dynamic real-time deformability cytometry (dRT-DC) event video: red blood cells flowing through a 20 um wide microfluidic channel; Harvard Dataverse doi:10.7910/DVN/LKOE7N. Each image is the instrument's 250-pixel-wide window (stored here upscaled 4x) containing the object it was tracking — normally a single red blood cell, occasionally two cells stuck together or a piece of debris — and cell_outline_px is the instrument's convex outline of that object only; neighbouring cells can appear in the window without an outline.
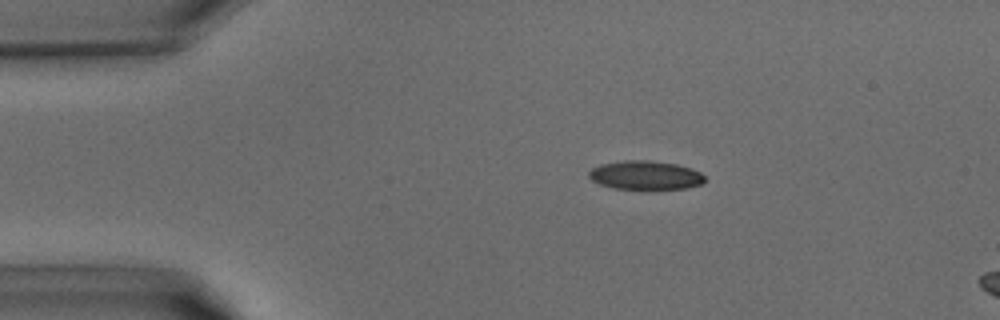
{"species": "common noctule bat (a hibernating species)", "species_latin": "Nyctalus noctula", "temperature_condition": "warm", "stored_images_in_passage": 7, "camera_frame_rate_fps": 3000, "um_per_image_px": 0.085, "animal": {"sex": "male", "body_mass_g": 15.6}, "frame": {"image": 1, "passage_image": 3, "time_ms": 0.667, "image_size_px": [1000, 320], "cell_outline_px": [[704, 180], [700, 184], [688, 188], [612, 188], [600, 184], [592, 180], [588, 176], [588, 172], [592, 168], [600, 164], [624, 160], [648, 160], [676, 164], [692, 168], [700, 172], [704, 176]], "centroid_in_image_um": [54.83, 14.87], "position_along_channel_um": 30.2, "area_um2": 19.25}}